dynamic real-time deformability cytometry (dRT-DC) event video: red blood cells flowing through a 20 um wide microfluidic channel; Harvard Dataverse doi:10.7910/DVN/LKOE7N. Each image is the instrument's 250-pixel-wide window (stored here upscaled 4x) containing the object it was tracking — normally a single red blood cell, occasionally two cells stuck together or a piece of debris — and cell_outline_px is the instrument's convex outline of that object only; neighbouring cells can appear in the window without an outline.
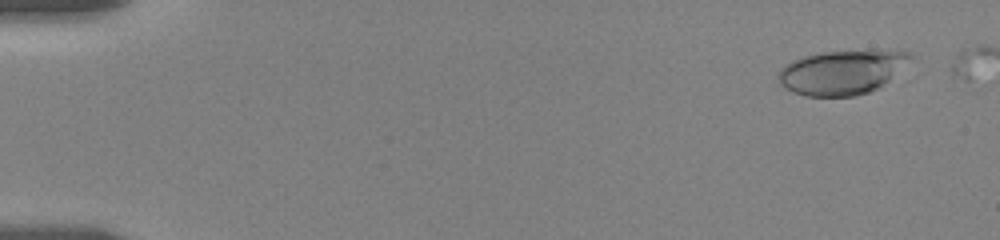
{"species": "human", "species_latin": "Homo sapiens", "temperature_condition": "room temperature", "stored_images_in_passage": 38, "camera_frame_rate_fps": 3000, "um_per_image_px": 0.085, "donor": {"sex": "female"}, "frame": {"image": 1, "passage_image": 8, "time_ms": 1.0, "image_size_px": [1000, 240], "cell_outline_px": [[912, 56], [888, 80], [876, 88], [868, 92], [856, 96], [804, 96], [780, 84], [776, 76], [780, 68], [800, 56], [820, 52], [872, 48], [904, 48], [912, 52]], "centroid_in_image_um": [71.6, 6.06], "position_along_channel_um": 13.4, "area_um2": 34.8}}